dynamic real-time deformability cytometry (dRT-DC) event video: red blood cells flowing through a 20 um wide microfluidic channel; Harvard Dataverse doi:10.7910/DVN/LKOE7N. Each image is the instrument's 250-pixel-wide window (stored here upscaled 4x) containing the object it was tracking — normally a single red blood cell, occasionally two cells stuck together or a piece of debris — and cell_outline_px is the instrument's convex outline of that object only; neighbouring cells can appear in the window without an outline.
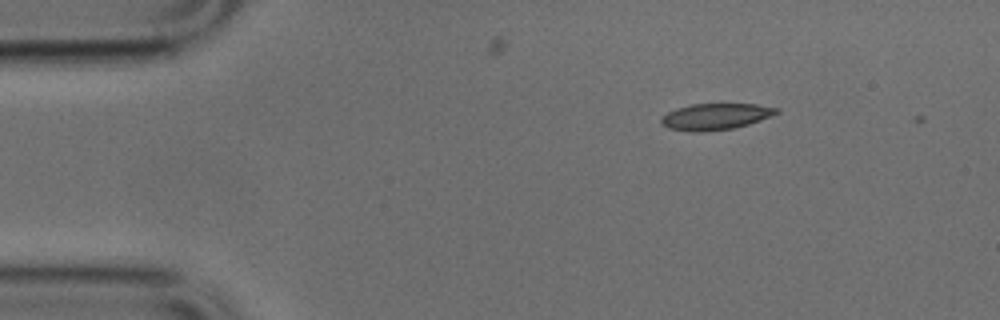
{"species": "common noctule bat (a hibernating species)", "species_latin": "Nyctalus noctula", "temperature_condition": "cold", "stored_images_in_passage": 3, "camera_frame_rate_fps": 3000, "um_per_image_px": 0.085, "animal": {"sex": "male", "body_mass_g": 17.9, "forearm_length_mm": 54.2}, "frame": {"image": 1, "passage_image": 2, "time_ms": 0.333, "image_size_px": [1000, 320], "cell_outline_px": [[780, 112], [760, 120], [748, 124], [732, 128], [704, 132], [692, 132], [668, 128], [660, 124], [660, 120], [668, 112], [692, 104], [756, 104], [780, 108]], "centroid_in_image_um": [60.83, 9.91], "position_along_channel_um": 24.2, "area_um2": 17.57}}